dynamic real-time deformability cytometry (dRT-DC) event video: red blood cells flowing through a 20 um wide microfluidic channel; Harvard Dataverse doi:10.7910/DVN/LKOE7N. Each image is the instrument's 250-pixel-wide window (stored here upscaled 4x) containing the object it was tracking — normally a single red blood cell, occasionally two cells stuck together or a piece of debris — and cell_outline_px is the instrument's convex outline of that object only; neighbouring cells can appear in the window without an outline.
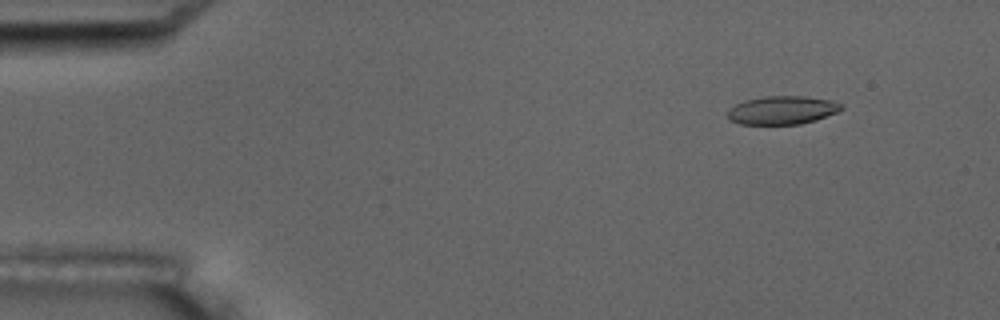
{"species": "common noctule bat (a hibernating species)", "species_latin": "Nyctalus noctula", "temperature_condition": "room temperature", "stored_images_in_passage": 4, "camera_frame_rate_fps": 3000, "um_per_image_px": 0.085, "animal": {"sex": "male", "body_mass_g": 17.5, "forearm_length_mm": 52.3}, "frame": {"image": 1, "passage_image": 1, "time_ms": 0.0, "image_size_px": [1000, 320], "cell_outline_px": [[844, 108], [836, 112], [816, 120], [800, 124], [740, 124], [728, 120], [728, 108], [744, 100], [764, 96], [804, 96], [832, 100], [840, 104]], "centroid_in_image_um": [66.45, 9.36], "position_along_channel_um": 18.5, "area_um2": 18.84}}